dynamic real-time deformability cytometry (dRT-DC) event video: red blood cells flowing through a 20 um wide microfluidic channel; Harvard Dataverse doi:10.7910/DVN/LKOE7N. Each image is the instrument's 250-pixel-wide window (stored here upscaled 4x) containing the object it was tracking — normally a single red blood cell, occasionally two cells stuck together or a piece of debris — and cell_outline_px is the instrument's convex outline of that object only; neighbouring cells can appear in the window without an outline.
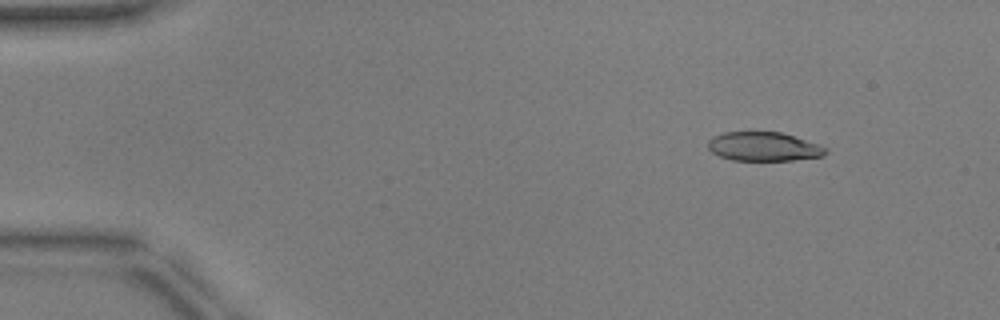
{"species": "common noctule bat (a hibernating species)", "species_latin": "Nyctalus noctula", "temperature_condition": "warm", "stored_images_in_passage": 13, "camera_frame_rate_fps": 3000, "um_per_image_px": 0.085, "animal": {"sex": "male", "body_mass_g": 17.9, "forearm_length_mm": 54.2}, "frame": {"image": 1, "passage_image": 6, "time_ms": 1.667, "image_size_px": [1000, 320], "cell_outline_px": [[828, 152], [824, 156], [792, 160], [732, 160], [720, 156], [712, 152], [708, 148], [708, 140], [712, 136], [724, 132], [780, 132], [828, 148]], "centroid_in_image_um": [64.89, 12.46], "position_along_channel_um": 20.1, "area_um2": 19.71}}